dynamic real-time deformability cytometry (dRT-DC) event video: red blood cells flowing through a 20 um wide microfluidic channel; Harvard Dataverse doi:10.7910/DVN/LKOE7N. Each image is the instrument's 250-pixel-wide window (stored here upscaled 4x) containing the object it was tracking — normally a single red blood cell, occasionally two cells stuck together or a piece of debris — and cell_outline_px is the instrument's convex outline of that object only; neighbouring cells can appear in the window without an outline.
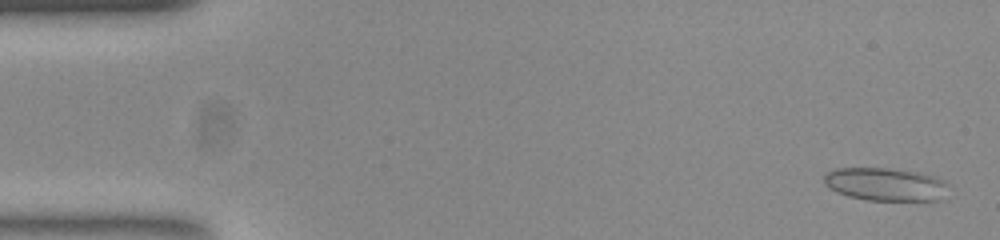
{"species": "common noctule bat (a hibernating species)", "species_latin": "Nyctalus noctula", "temperature_condition": "room temperature", "stored_images_in_passage": 54, "camera_frame_rate_fps": 3000, "um_per_image_px": 0.085, "animal": {"sex": "female", "body_mass_g": 23.0, "forearm_length_mm": 53.4}, "frame": {"image": 1, "passage_image": 2, "time_ms": 0.333, "image_size_px": [1000, 240], "cell_outline_px": [[936, 180], [932, 200], [868, 200], [852, 196], [840, 192], [832, 188], [824, 180], [824, 176], [828, 172], [840, 168], [884, 168], [908, 172], [928, 176]], "centroid_in_image_um": [74.91, 15.64], "position_along_channel_um": 10.1, "area_um2": 21.21}}
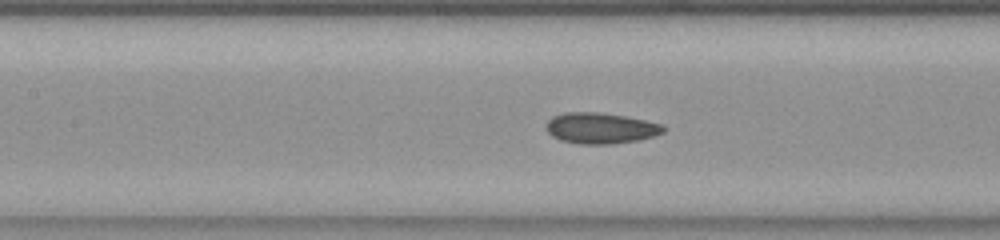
{"frame": {"image": 2, "passage_image": 24, "time_ms": 7.667, "image_size_px": [1000, 240], "cell_outline_px": [[664, 132], [640, 140], [608, 144], [580, 144], [560, 140], [552, 136], [548, 132], [548, 120], [552, 116], [564, 112], [596, 112], [624, 116], [644, 120], [660, 124], [664, 128]], "centroid_in_image_um": [51.02, 10.89], "position_along_channel_um": 156.4, "area_um2": 20.87}}
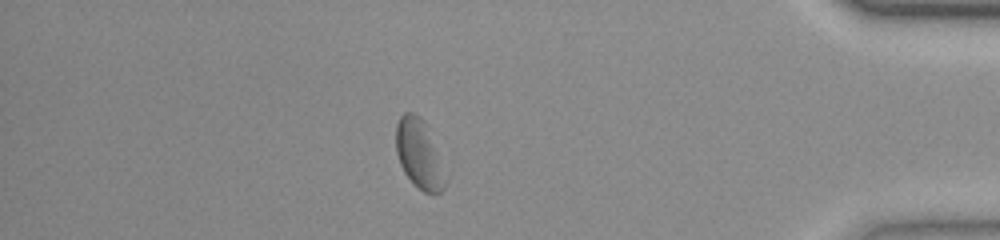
{"frame": {"image": 3, "passage_image": 47, "time_ms": 15.333, "image_size_px": [1000, 240], "cell_outline_px": [[444, 188], [440, 192], [424, 192], [404, 172], [400, 164], [396, 152], [396, 124], [400, 116], [404, 112], [412, 112], [420, 116], [424, 120]], "centroid_in_image_um": [35.47, 13.0], "position_along_channel_um": 399.7, "area_um2": 17.92}, "authors_computed_cell_mechanics": {"area_um2": 20.6346, "velocity_mm_per_s": 3.7162, "shape_relaxation_time_tau1_ms": 5.2714, "shape_relaxation_time_tau2_ms": 2.032, "deformation_change_tau1": 0.0958, "deformation_change_tau2": 0.0458}}